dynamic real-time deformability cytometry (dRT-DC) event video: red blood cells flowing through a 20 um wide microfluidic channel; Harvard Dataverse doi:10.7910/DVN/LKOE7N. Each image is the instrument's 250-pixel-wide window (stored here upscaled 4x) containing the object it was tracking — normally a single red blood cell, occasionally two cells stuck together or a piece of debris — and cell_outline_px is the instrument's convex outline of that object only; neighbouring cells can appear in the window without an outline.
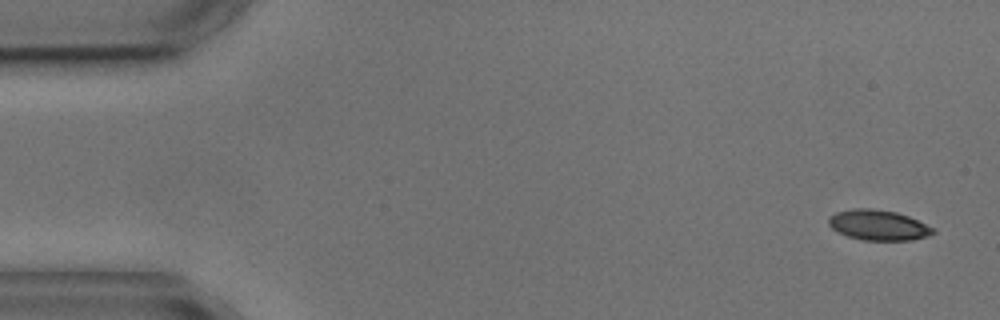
{"species": "common noctule bat (a hibernating species)", "species_latin": "Nyctalus noctula", "temperature_condition": "cold", "stored_images_in_passage": 4, "segment_of_instrument_passage": [2, 2], "camera_frame_rate_fps": 3000, "um_per_image_px": 0.085, "animal": {"sex": "male", "body_mass_g": 17.9, "forearm_length_mm": 54.2}, "frame": {"image": 1, "passage_image": 4, "time_ms": 4.333, "image_size_px": [1000, 320], "cell_outline_px": [[936, 232], [928, 236], [912, 240], [864, 240], [848, 236], [832, 228], [828, 224], [828, 220], [836, 212], [852, 208], [872, 208], [896, 212], [908, 216], [936, 228]], "centroid_in_image_um": [74.7, 19.13], "position_along_channel_um": 10.3, "area_um2": 18.44}}